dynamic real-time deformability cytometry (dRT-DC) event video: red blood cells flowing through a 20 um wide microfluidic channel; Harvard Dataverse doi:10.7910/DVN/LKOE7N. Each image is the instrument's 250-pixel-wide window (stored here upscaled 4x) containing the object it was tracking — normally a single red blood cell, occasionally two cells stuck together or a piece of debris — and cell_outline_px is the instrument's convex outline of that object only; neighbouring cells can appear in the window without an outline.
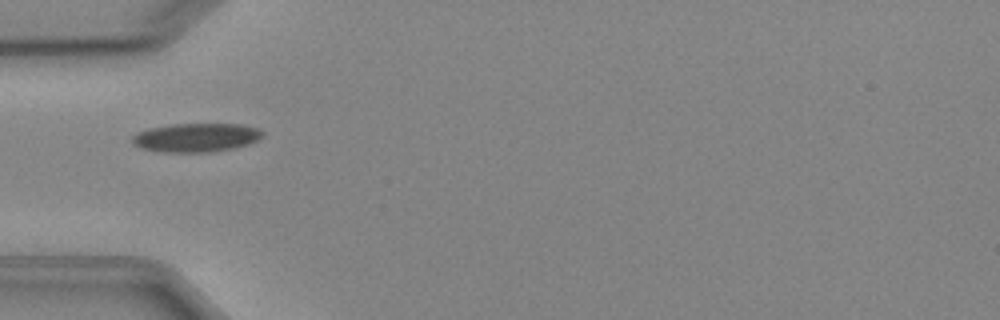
{"species": "Egyptian fruit bat (a non-hibernating species)", "species_latin": "Rousettus aegyptiacus", "temperature_condition": "cold", "stored_images_in_passage": 4, "camera_frame_rate_fps": 3000, "um_per_image_px": 0.085, "animal": {"sex": "female"}, "frame": {"image": 1, "passage_image": 4, "time_ms": 4.333, "image_size_px": [1000, 320], "cell_outline_px": [[264, 132], [256, 140], [248, 144], [232, 148], [212, 152], [164, 152], [144, 148], [132, 144], [132, 136], [136, 132], [148, 128], [172, 124], [240, 124], [256, 128]], "centroid_in_image_um": [16.62, 11.68], "position_along_channel_um": 68.4, "area_um2": 21.68}}